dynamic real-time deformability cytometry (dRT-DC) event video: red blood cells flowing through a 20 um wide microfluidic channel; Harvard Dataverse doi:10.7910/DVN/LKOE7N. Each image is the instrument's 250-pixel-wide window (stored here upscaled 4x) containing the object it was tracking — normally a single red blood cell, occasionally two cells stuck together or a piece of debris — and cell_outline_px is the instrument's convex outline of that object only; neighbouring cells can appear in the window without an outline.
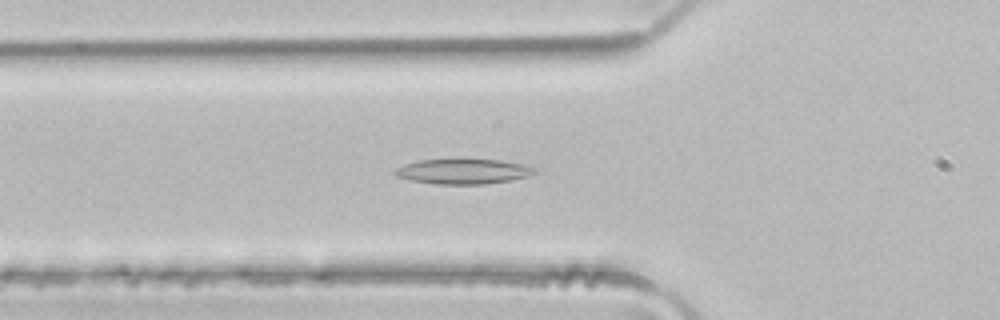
{"species": "common noctule bat (a hibernating species)", "species_latin": "Nyctalus noctula", "temperature_condition": "room temperature", "stored_images_in_passage": 50, "segment_of_instrument_passage": [1, 2], "camera_frame_rate_fps": 3000, "um_per_image_px": 0.085, "animal": {"sex": "male", "body_mass_g": 21.5, "forearm_length_mm": 52.0}, "frame": {"image": 1, "passage_image": 17, "time_ms": 5.333, "image_size_px": [1000, 320], "cell_outline_px": [[536, 172], [528, 176], [512, 180], [484, 184], [436, 184], [412, 180], [396, 176], [392, 172], [396, 168], [404, 164], [420, 160], [500, 160], [520, 164], [536, 168]], "centroid_in_image_um": [39.35, 14.58], "position_along_channel_um": 86.4, "area_um2": 20.11}}
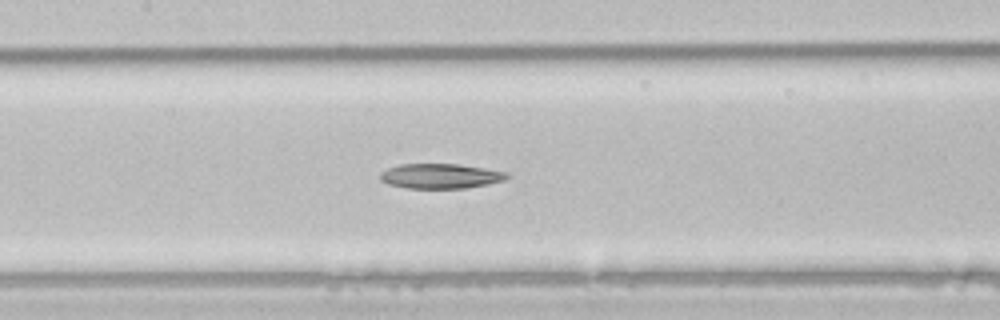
{"frame": {"image": 2, "passage_image": 23, "time_ms": 7.333, "image_size_px": [1000, 320], "cell_outline_px": [[512, 176], [504, 180], [488, 184], [468, 188], [408, 188], [388, 184], [380, 180], [380, 172], [388, 168], [400, 164], [460, 164], [508, 172]], "centroid_in_image_um": [37.47, 14.96], "position_along_channel_um": 169.9, "area_um2": 18.5}}
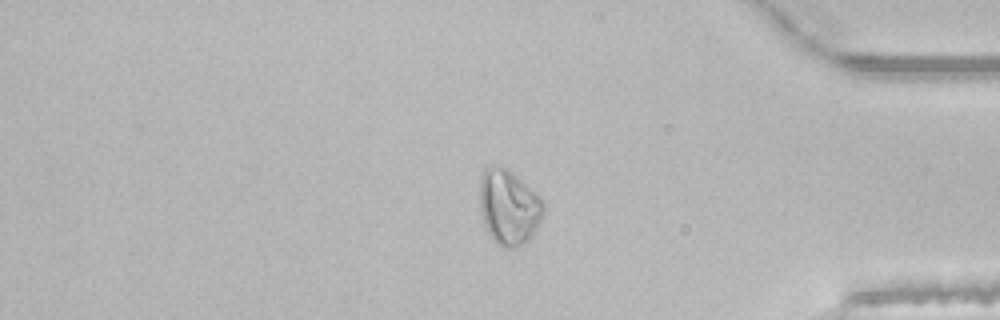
{"frame": {"image": 3, "passage_image": 41, "time_ms": 13.333, "image_size_px": [1000, 320], "cell_outline_px": [[544, 208], [540, 220], [536, 228], [528, 240], [524, 244], [512, 248], [504, 248], [496, 244], [488, 232], [484, 224], [480, 212], [480, 176], [484, 168], [488, 164], [496, 164], [508, 168], [544, 200]], "centroid_in_image_um": [43.21, 17.57], "position_along_channel_um": 392.0, "area_um2": 28.21}}